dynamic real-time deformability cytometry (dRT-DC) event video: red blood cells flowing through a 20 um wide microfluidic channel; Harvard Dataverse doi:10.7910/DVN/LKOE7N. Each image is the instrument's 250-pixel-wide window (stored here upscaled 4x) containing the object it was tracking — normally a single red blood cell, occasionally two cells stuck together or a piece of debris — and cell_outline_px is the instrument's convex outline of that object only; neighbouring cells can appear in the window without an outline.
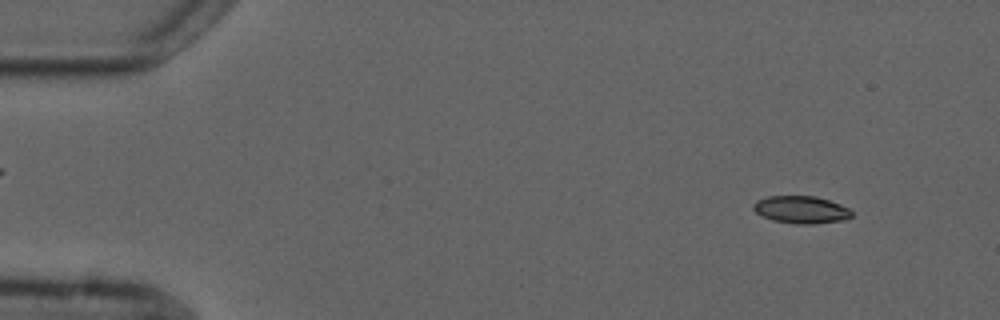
{"species": "common noctule bat (a hibernating species)", "species_latin": "Nyctalus noctula", "temperature_condition": "cold", "stored_images_in_passage": 4, "camera_frame_rate_fps": 3000, "um_per_image_px": 0.085, "animal": {"sex": "male", "forearm_length_mm": 52.5}, "frame": {"image": 1, "passage_image": 1, "time_ms": 0.0, "image_size_px": [1000, 320], "cell_outline_px": [[852, 216], [844, 220], [812, 224], [796, 224], [772, 220], [756, 212], [752, 208], [752, 204], [756, 200], [768, 196], [816, 196], [840, 204], [848, 208], [852, 212]], "centroid_in_image_um": [68.08, 17.82], "position_along_channel_um": 16.9, "area_um2": 15.72}}
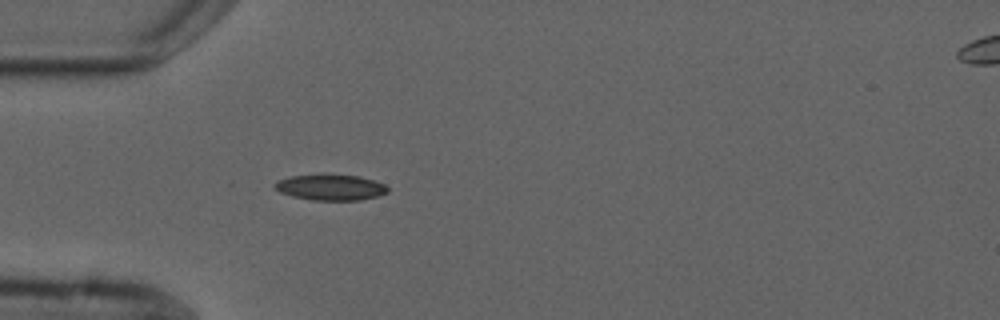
{"frame": {"image": 2, "passage_image": 4, "time_ms": 3.667, "image_size_px": [1000, 320], "cell_outline_px": [[388, 192], [376, 196], [360, 200], [312, 200], [292, 196], [280, 192], [276, 188], [276, 180], [288, 176], [324, 172], [360, 176], [384, 184], [388, 188]], "centroid_in_image_um": [28.07, 15.88], "position_along_channel_um": 56.9, "area_um2": 17.46}}